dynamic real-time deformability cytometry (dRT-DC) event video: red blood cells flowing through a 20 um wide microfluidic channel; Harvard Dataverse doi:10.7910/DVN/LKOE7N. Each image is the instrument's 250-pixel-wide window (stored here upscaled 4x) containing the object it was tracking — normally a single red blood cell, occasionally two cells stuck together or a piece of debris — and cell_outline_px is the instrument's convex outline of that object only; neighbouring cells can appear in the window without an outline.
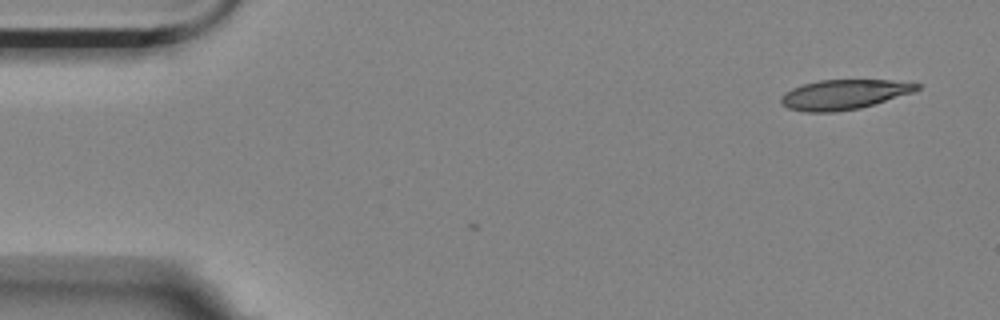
{"species": "Egyptian fruit bat (a non-hibernating species)", "species_latin": "Rousettus aegyptiacus", "temperature_condition": "room temperature", "stored_images_in_passage": 4, "camera_frame_rate_fps": 3000, "um_per_image_px": 0.085, "animal": {"sex": "female"}, "frame": {"image": 1, "passage_image": 1, "time_ms": 0.0, "image_size_px": [1000, 320], "cell_outline_px": [[920, 88], [912, 92], [860, 108], [836, 112], [804, 112], [788, 108], [780, 104], [780, 96], [784, 92], [792, 88], [804, 84], [820, 80], [888, 80], [920, 84]], "centroid_in_image_um": [71.66, 8.04], "position_along_channel_um": 13.3, "area_um2": 23.47}}